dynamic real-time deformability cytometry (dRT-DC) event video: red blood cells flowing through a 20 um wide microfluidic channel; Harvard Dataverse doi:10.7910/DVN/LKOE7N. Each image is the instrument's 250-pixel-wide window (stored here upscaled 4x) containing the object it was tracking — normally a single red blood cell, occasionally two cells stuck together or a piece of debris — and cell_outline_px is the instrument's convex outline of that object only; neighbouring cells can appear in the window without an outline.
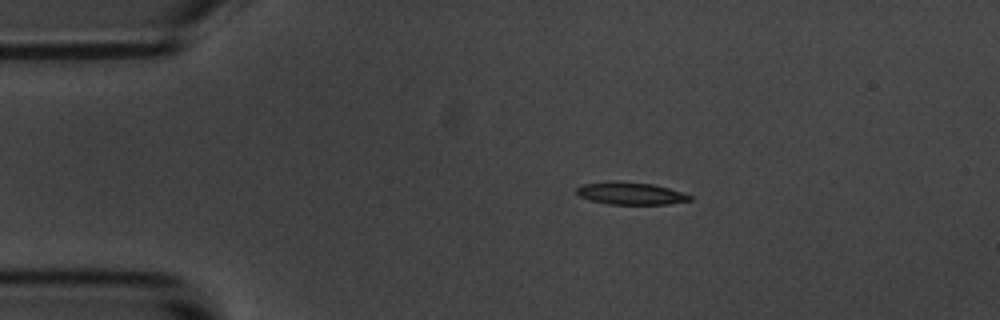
{"species": "common noctule bat (a hibernating species)", "species_latin": "Nyctalus noctula", "temperature_condition": "room temperature", "stored_images_in_passage": 6, "camera_frame_rate_fps": 3000, "um_per_image_px": 0.085, "animal": {"sex": "male", "body_mass_g": 20.1, "forearm_length_mm": 53.5}, "frame": {"image": 1, "passage_image": 3, "time_ms": 2.0, "image_size_px": [1000, 320], "cell_outline_px": [[692, 200], [668, 204], [608, 204], [592, 200], [580, 196], [576, 192], [576, 188], [580, 184], [652, 184], [668, 188], [692, 196]], "centroid_in_image_um": [53.66, 16.49], "position_along_channel_um": 31.3, "area_um2": 13.7}}
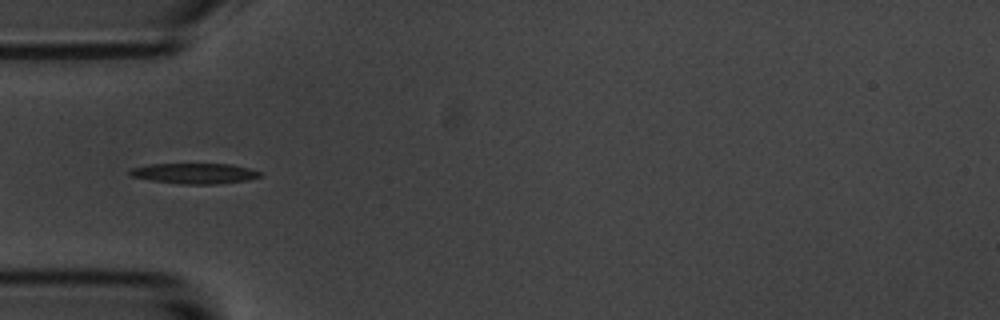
{"frame": {"image": 2, "passage_image": 4, "time_ms": 4.333, "image_size_px": [1000, 320], "cell_outline_px": [[260, 176], [248, 180], [216, 184], [180, 184], [152, 180], [132, 176], [128, 172], [132, 168], [148, 164], [232, 164], [248, 168], [260, 172]], "centroid_in_image_um": [16.53, 14.74], "position_along_channel_um": 68.5, "area_um2": 15.37}}
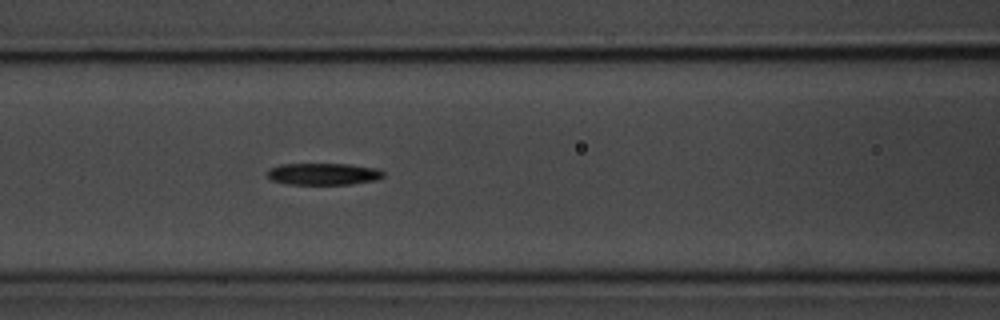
{"frame": {"image": 3, "passage_image": 6, "time_ms": 6.333, "image_size_px": [1000, 320], "cell_outline_px": [[384, 176], [376, 180], [348, 184], [288, 184], [272, 180], [268, 176], [268, 168], [280, 164], [352, 164], [380, 168], [384, 172]], "centroid_in_image_um": [27.52, 14.77], "position_along_channel_um": 139.1, "area_um2": 14.85}}